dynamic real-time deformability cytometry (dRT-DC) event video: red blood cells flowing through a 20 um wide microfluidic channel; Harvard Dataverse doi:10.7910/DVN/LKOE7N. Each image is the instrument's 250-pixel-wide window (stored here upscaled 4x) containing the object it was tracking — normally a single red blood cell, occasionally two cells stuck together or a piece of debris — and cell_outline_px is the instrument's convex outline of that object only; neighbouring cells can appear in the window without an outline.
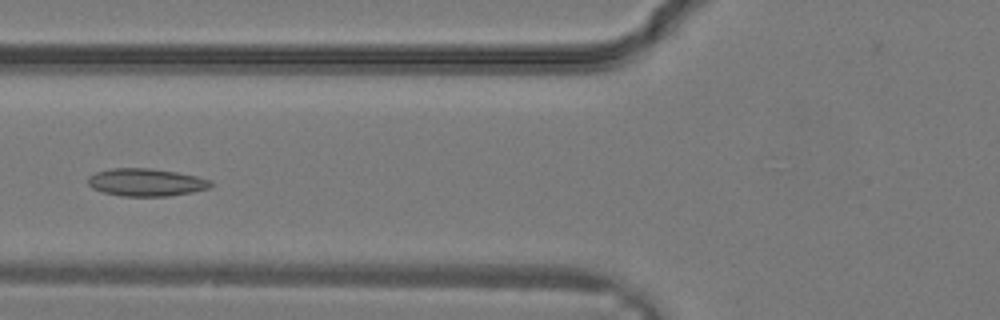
{"species": "common noctule bat (a hibernating species)", "species_latin": "Nyctalus noctula", "temperature_condition": "warm", "stored_images_in_passage": 30, "camera_frame_rate_fps": 3000, "um_per_image_px": 0.085, "animal": {"sex": "male", "body_mass_g": 19.2, "forearm_length_mm": 51.8}, "frame": {"image": 1, "passage_image": 11, "time_ms": 3.333, "image_size_px": [1000, 320], "cell_outline_px": [[212, 188], [192, 192], [168, 196], [120, 196], [104, 192], [92, 188], [88, 184], [88, 176], [96, 172], [112, 168], [148, 168], [176, 172], [196, 176], [212, 180]], "centroid_in_image_um": [12.43, 15.5], "position_along_channel_um": 113.4, "area_um2": 19.83}}
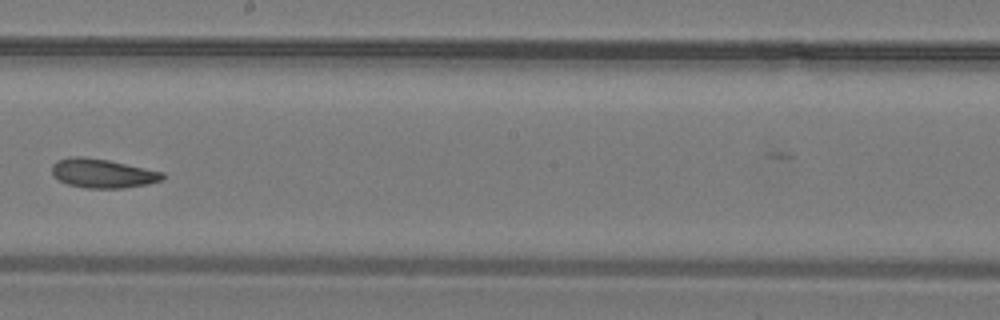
{"frame": {"image": 2, "passage_image": 17, "time_ms": 5.333, "image_size_px": [1000, 320], "cell_outline_px": [[164, 180], [148, 184], [124, 188], [88, 188], [68, 184], [60, 180], [52, 172], [52, 164], [56, 160], [68, 156], [80, 156], [108, 160], [164, 172]], "centroid_in_image_um": [8.74, 14.73], "position_along_channel_um": 239.5, "area_um2": 18.73}}
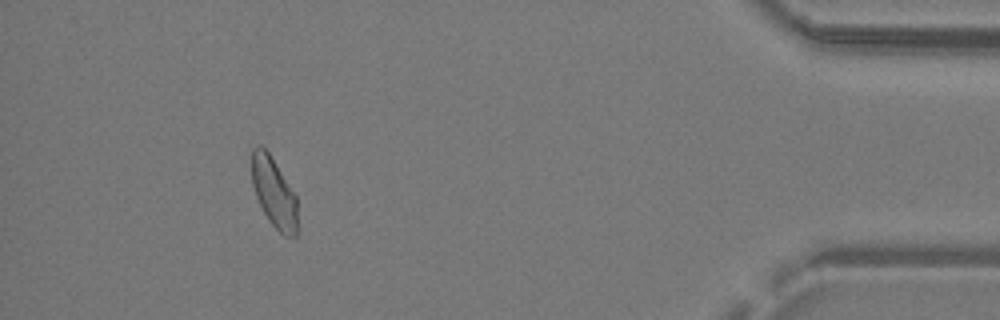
{"frame": {"image": 3, "passage_image": 28, "time_ms": 9.0, "image_size_px": [1000, 320], "cell_outline_px": [[296, 236], [284, 236], [268, 220], [256, 196], [252, 184], [252, 148], [260, 144], [268, 152], [296, 196]], "centroid_in_image_um": [23.26, 16.35], "position_along_channel_um": 411.9, "area_um2": 18.15}}